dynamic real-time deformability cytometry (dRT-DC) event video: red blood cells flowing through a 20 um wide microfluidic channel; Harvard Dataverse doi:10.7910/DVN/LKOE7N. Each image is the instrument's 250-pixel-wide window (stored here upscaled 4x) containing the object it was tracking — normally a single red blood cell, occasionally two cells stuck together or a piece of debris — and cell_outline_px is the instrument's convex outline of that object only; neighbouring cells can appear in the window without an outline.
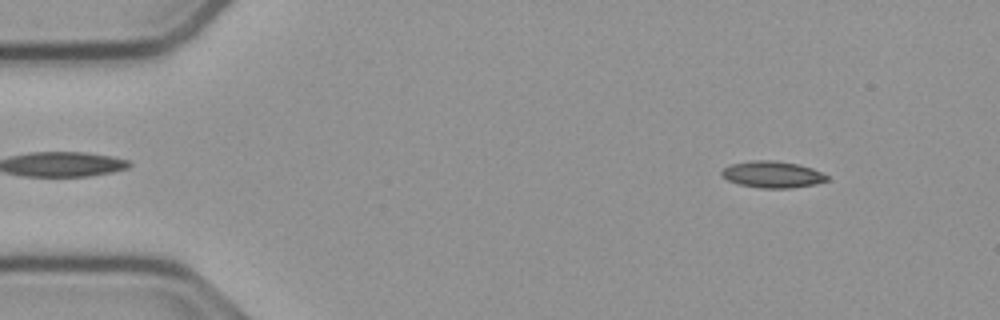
{"species": "common noctule bat (a hibernating species)", "species_latin": "Nyctalus noctula", "temperature_condition": "cold", "stored_images_in_passage": 54, "camera_frame_rate_fps": 3000, "um_per_image_px": 0.085, "animal": {"sex": "male", "body_mass_g": 23.1, "forearm_length_mm": 52.7}, "frame": {"image": 1, "passage_image": 6, "time_ms": 1.667, "image_size_px": [1000, 320], "cell_outline_px": [[828, 180], [816, 184], [792, 188], [760, 188], [740, 184], [728, 180], [720, 176], [720, 172], [724, 168], [732, 164], [752, 160], [772, 160], [796, 164], [812, 168], [828, 176]], "centroid_in_image_um": [65.64, 14.83], "position_along_channel_um": 19.4, "area_um2": 16.24}}
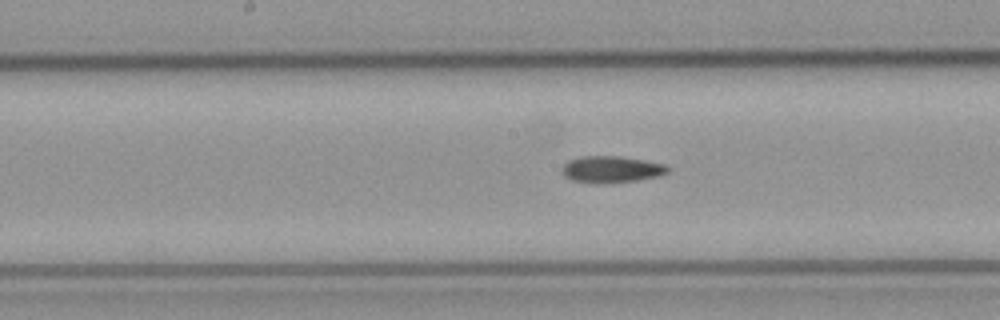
{"frame": {"image": 2, "passage_image": 27, "time_ms": 8.667, "image_size_px": [1000, 320], "cell_outline_px": [[672, 168], [668, 172], [660, 176], [612, 184], [592, 184], [572, 180], [564, 176], [564, 164], [568, 160], [584, 156], [616, 156], [664, 164]], "centroid_in_image_um": [51.98, 14.42], "position_along_channel_um": 196.2, "area_um2": 16.47}}
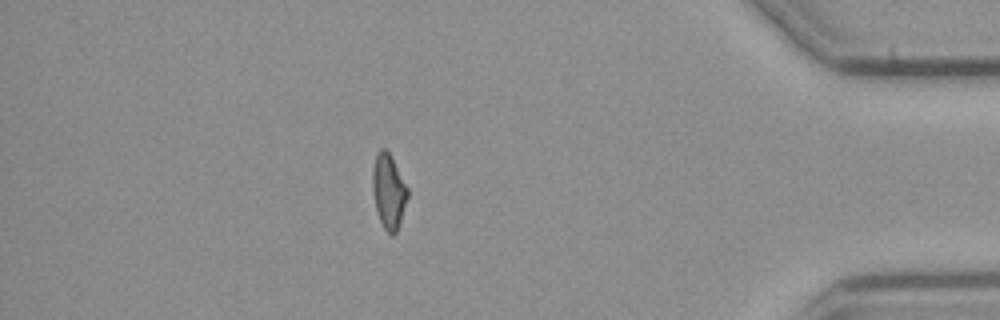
{"frame": {"image": 3, "passage_image": 47, "time_ms": 15.333, "image_size_px": [1000, 320], "cell_outline_px": [[408, 196], [400, 224], [396, 232], [392, 236], [384, 228], [380, 220], [376, 208], [372, 188], [372, 172], [376, 152], [380, 148], [384, 148], [388, 152], [408, 188]], "centroid_in_image_um": [33.03, 16.26], "position_along_channel_um": 402.2, "area_um2": 15.09}, "authors_computed_cell_mechanics": {"area_um2": 15.9239, "velocity_mm_per_s": 3.7769, "shape_relaxation_time_tau1_ms": null, "shape_relaxation_time_tau2_ms": 9.3499, "deformation_change_tau1": null, "deformation_change_tau2": 0.179}}